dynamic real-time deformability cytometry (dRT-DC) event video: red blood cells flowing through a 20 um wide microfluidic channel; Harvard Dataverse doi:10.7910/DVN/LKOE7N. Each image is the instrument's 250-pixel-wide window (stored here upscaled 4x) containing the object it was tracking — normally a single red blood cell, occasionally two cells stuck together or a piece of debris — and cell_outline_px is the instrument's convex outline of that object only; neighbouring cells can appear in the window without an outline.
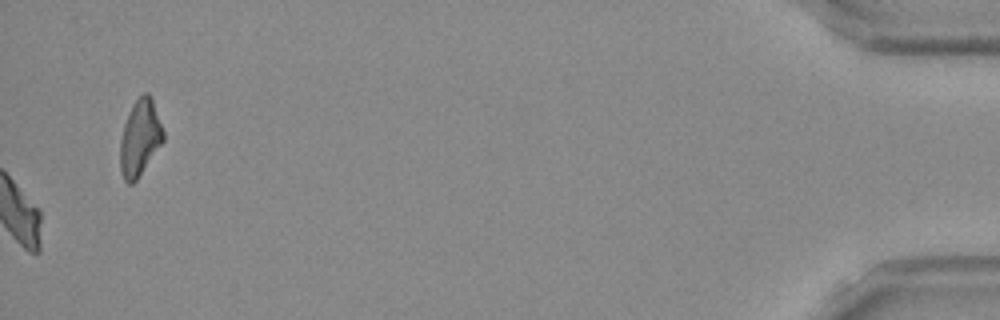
{"species": "Egyptian fruit bat (a non-hibernating species)", "species_latin": "Rousettus aegyptiacus", "temperature_condition": "room temperature", "stored_images_in_passage": 52, "camera_frame_rate_fps": 3000, "um_per_image_px": 0.085, "frame": {"image": 1, "passage_image": 52, "time_ms": 17.0, "image_size_px": [1000, 320], "cell_outline_px": [[164, 140], [136, 180], [132, 184], [128, 184], [124, 180], [120, 172], [120, 140], [124, 124], [128, 112], [136, 100], [144, 92], [148, 92], [152, 96], [164, 132]], "centroid_in_image_um": [11.89, 11.7], "position_along_channel_um": 423.3, "area_um2": 19.13}, "authors_computed_cell_mechanics": {"area_um2": 19.4497, "velocity_mm_per_s": 3.8532, "shape_relaxation_time_tau1_ms": 4.6909, "shape_relaxation_time_tau2_ms": 6.606, "deformation_change_tau1": 0.1531, "deformation_change_tau2": 0.1026}}